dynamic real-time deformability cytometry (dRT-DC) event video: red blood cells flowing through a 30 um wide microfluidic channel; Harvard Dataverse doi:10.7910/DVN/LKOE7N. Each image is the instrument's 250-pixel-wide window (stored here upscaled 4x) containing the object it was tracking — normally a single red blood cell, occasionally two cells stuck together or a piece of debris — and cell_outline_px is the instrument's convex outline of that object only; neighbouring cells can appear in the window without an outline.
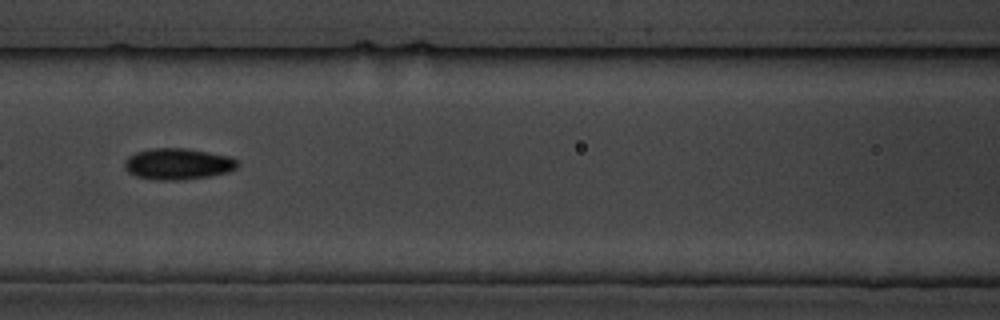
{"species": "common noctule bat (a hibernating species)", "species_latin": "Nyctalus noctula", "temperature_condition": "cold", "stored_images_in_passage": 12, "camera_frame_rate_fps": 3000, "um_per_image_px": 0.085, "animal": {"sex": "male", "body_mass_g": 19.5, "forearm_length_mm": 54.6}, "frame": {"image": 1, "passage_image": 4, "time_ms": 3.667, "image_size_px": [1000, 320], "cell_outline_px": [[240, 164], [236, 168], [228, 172], [208, 176], [180, 180], [152, 180], [136, 176], [128, 172], [124, 168], [124, 160], [128, 156], [136, 152], [152, 148], [184, 148], [208, 152], [228, 156], [236, 160]], "centroid_in_image_um": [15.08, 13.94], "position_along_channel_um": 151.5, "area_um2": 20.63}}
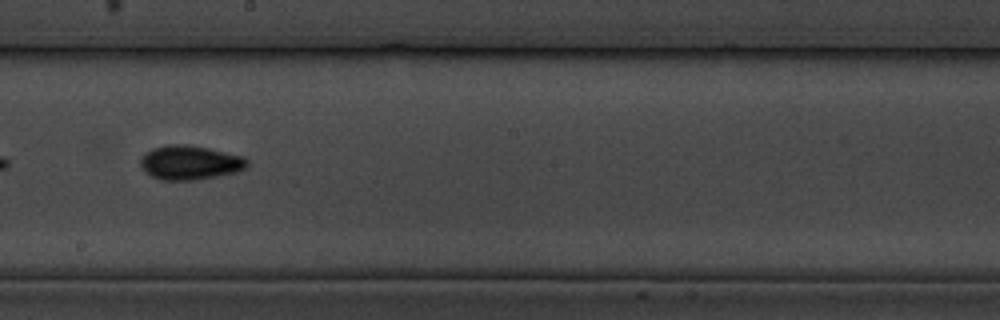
{"frame": {"image": 2, "passage_image": 6, "time_ms": 6.0, "image_size_px": [1000, 320], "cell_outline_px": [[248, 164], [244, 168], [236, 172], [196, 180], [160, 180], [152, 176], [140, 164], [140, 160], [152, 148], [168, 144], [184, 144], [208, 148], [244, 156], [248, 160]], "centroid_in_image_um": [16.17, 13.81], "position_along_channel_um": 232.0, "area_um2": 21.04}}
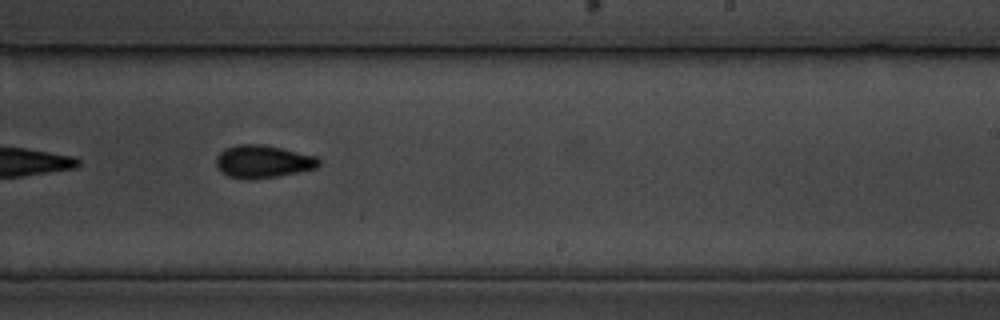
{"frame": {"image": 3, "passage_image": 7, "time_ms": 7.0, "image_size_px": [1000, 320], "cell_outline_px": [[320, 164], [316, 168], [280, 176], [252, 180], [244, 180], [228, 176], [220, 172], [216, 164], [216, 156], [224, 148], [236, 144], [264, 144], [316, 156], [320, 160]], "centroid_in_image_um": [22.31, 13.74], "position_along_channel_um": 266.7, "area_um2": 19.94}, "authors_computed_cell_mechanics": {"area_um2": 19.9121, "velocity_mm_per_s": 3.4639, "shape_relaxation_time_tau1_ms": 2.6295, "shape_relaxation_time_tau2_ms": 3.7927, "deformation_change_tau1": 0.0946, "deformation_change_tau2": 0.0753}}